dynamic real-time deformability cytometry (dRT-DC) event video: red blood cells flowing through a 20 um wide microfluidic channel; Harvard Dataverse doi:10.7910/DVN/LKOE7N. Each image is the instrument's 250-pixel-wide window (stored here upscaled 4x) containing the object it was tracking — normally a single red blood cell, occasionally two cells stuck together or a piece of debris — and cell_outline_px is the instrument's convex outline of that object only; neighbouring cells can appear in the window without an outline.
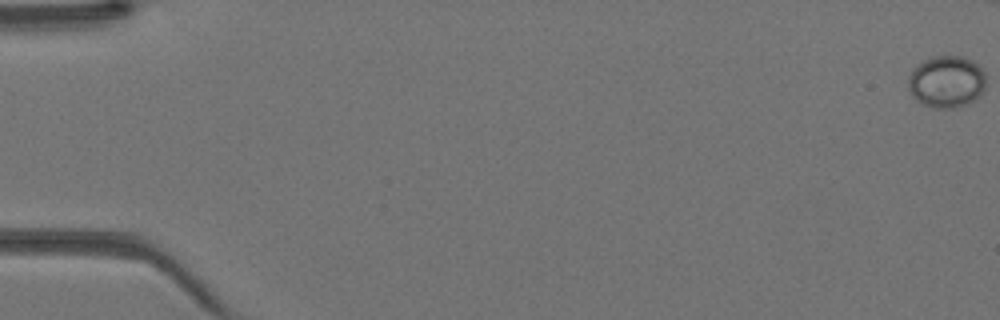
{"species": "Egyptian fruit bat (a non-hibernating species)", "species_latin": "Rousettus aegyptiacus", "temperature_condition": "warm", "stored_images_in_passage": 15, "camera_frame_rate_fps": 3000, "um_per_image_px": 0.085, "animal": {"sex": "female"}, "frame": {"image": 1, "passage_image": 1, "time_ms": 0.0, "image_size_px": [1000, 320], "cell_outline_px": [[984, 88], [980, 96], [976, 100], [968, 104], [956, 108], [932, 108], [916, 100], [912, 96], [908, 88], [908, 76], [916, 64], [920, 60], [932, 56], [964, 56], [972, 60], [984, 72]], "centroid_in_image_um": [80.43, 6.94], "position_along_channel_um": 4.6, "area_um2": 23.93}}